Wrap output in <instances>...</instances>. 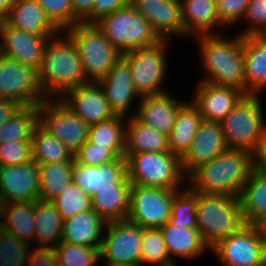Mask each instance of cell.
<instances>
[{
	"label": "cell",
	"instance_id": "1",
	"mask_svg": "<svg viewBox=\"0 0 266 266\" xmlns=\"http://www.w3.org/2000/svg\"><path fill=\"white\" fill-rule=\"evenodd\" d=\"M196 36L200 62L204 72L203 81L214 85L236 88L244 95L246 90L243 58V36L225 37L226 34ZM197 40V41H196Z\"/></svg>",
	"mask_w": 266,
	"mask_h": 266
},
{
	"label": "cell",
	"instance_id": "2",
	"mask_svg": "<svg viewBox=\"0 0 266 266\" xmlns=\"http://www.w3.org/2000/svg\"><path fill=\"white\" fill-rule=\"evenodd\" d=\"M38 83L46 99H60L71 88L88 83L75 45L63 31L45 47Z\"/></svg>",
	"mask_w": 266,
	"mask_h": 266
},
{
	"label": "cell",
	"instance_id": "3",
	"mask_svg": "<svg viewBox=\"0 0 266 266\" xmlns=\"http://www.w3.org/2000/svg\"><path fill=\"white\" fill-rule=\"evenodd\" d=\"M252 169L250 152L226 149L196 169L187 178V185L198 193L226 194L238 198Z\"/></svg>",
	"mask_w": 266,
	"mask_h": 266
},
{
	"label": "cell",
	"instance_id": "4",
	"mask_svg": "<svg viewBox=\"0 0 266 266\" xmlns=\"http://www.w3.org/2000/svg\"><path fill=\"white\" fill-rule=\"evenodd\" d=\"M197 229L211 249L244 225L239 198L197 192Z\"/></svg>",
	"mask_w": 266,
	"mask_h": 266
},
{
	"label": "cell",
	"instance_id": "5",
	"mask_svg": "<svg viewBox=\"0 0 266 266\" xmlns=\"http://www.w3.org/2000/svg\"><path fill=\"white\" fill-rule=\"evenodd\" d=\"M262 94L243 95L220 122L228 149L254 153L266 136Z\"/></svg>",
	"mask_w": 266,
	"mask_h": 266
},
{
	"label": "cell",
	"instance_id": "6",
	"mask_svg": "<svg viewBox=\"0 0 266 266\" xmlns=\"http://www.w3.org/2000/svg\"><path fill=\"white\" fill-rule=\"evenodd\" d=\"M63 32L75 45L87 82L101 81L123 56L95 23H76Z\"/></svg>",
	"mask_w": 266,
	"mask_h": 266
},
{
	"label": "cell",
	"instance_id": "7",
	"mask_svg": "<svg viewBox=\"0 0 266 266\" xmlns=\"http://www.w3.org/2000/svg\"><path fill=\"white\" fill-rule=\"evenodd\" d=\"M124 158L131 185L161 189H183L187 185L181 159L170 151L124 154Z\"/></svg>",
	"mask_w": 266,
	"mask_h": 266
},
{
	"label": "cell",
	"instance_id": "8",
	"mask_svg": "<svg viewBox=\"0 0 266 266\" xmlns=\"http://www.w3.org/2000/svg\"><path fill=\"white\" fill-rule=\"evenodd\" d=\"M95 24L122 54L150 47L161 41L150 23L129 3L111 14L101 17Z\"/></svg>",
	"mask_w": 266,
	"mask_h": 266
},
{
	"label": "cell",
	"instance_id": "9",
	"mask_svg": "<svg viewBox=\"0 0 266 266\" xmlns=\"http://www.w3.org/2000/svg\"><path fill=\"white\" fill-rule=\"evenodd\" d=\"M171 40H161L157 44L123 53L122 59L129 65L134 87L142 96L167 92L168 52Z\"/></svg>",
	"mask_w": 266,
	"mask_h": 266
},
{
	"label": "cell",
	"instance_id": "10",
	"mask_svg": "<svg viewBox=\"0 0 266 266\" xmlns=\"http://www.w3.org/2000/svg\"><path fill=\"white\" fill-rule=\"evenodd\" d=\"M143 229L127 219L107 223L99 249L105 266L140 264Z\"/></svg>",
	"mask_w": 266,
	"mask_h": 266
},
{
	"label": "cell",
	"instance_id": "11",
	"mask_svg": "<svg viewBox=\"0 0 266 266\" xmlns=\"http://www.w3.org/2000/svg\"><path fill=\"white\" fill-rule=\"evenodd\" d=\"M210 251L222 266H266L264 243L257 225L245 224Z\"/></svg>",
	"mask_w": 266,
	"mask_h": 266
},
{
	"label": "cell",
	"instance_id": "12",
	"mask_svg": "<svg viewBox=\"0 0 266 266\" xmlns=\"http://www.w3.org/2000/svg\"><path fill=\"white\" fill-rule=\"evenodd\" d=\"M39 125L73 154L88 140L89 125L60 99H46L39 105Z\"/></svg>",
	"mask_w": 266,
	"mask_h": 266
},
{
	"label": "cell",
	"instance_id": "13",
	"mask_svg": "<svg viewBox=\"0 0 266 266\" xmlns=\"http://www.w3.org/2000/svg\"><path fill=\"white\" fill-rule=\"evenodd\" d=\"M180 189L132 185L127 220L142 228H160L170 219L171 201Z\"/></svg>",
	"mask_w": 266,
	"mask_h": 266
},
{
	"label": "cell",
	"instance_id": "14",
	"mask_svg": "<svg viewBox=\"0 0 266 266\" xmlns=\"http://www.w3.org/2000/svg\"><path fill=\"white\" fill-rule=\"evenodd\" d=\"M0 98L13 100L21 107L39 106L46 100L38 73L18 61L0 54Z\"/></svg>",
	"mask_w": 266,
	"mask_h": 266
},
{
	"label": "cell",
	"instance_id": "15",
	"mask_svg": "<svg viewBox=\"0 0 266 266\" xmlns=\"http://www.w3.org/2000/svg\"><path fill=\"white\" fill-rule=\"evenodd\" d=\"M55 36H36L11 27L5 20L0 27V54L39 72L45 47Z\"/></svg>",
	"mask_w": 266,
	"mask_h": 266
},
{
	"label": "cell",
	"instance_id": "16",
	"mask_svg": "<svg viewBox=\"0 0 266 266\" xmlns=\"http://www.w3.org/2000/svg\"><path fill=\"white\" fill-rule=\"evenodd\" d=\"M0 197L3 204L39 199V165L31 161L0 167Z\"/></svg>",
	"mask_w": 266,
	"mask_h": 266
},
{
	"label": "cell",
	"instance_id": "17",
	"mask_svg": "<svg viewBox=\"0 0 266 266\" xmlns=\"http://www.w3.org/2000/svg\"><path fill=\"white\" fill-rule=\"evenodd\" d=\"M60 100L88 125L116 116L99 83L88 82L71 88Z\"/></svg>",
	"mask_w": 266,
	"mask_h": 266
},
{
	"label": "cell",
	"instance_id": "18",
	"mask_svg": "<svg viewBox=\"0 0 266 266\" xmlns=\"http://www.w3.org/2000/svg\"><path fill=\"white\" fill-rule=\"evenodd\" d=\"M161 40L183 37L181 3L176 0H129ZM177 37V38H174Z\"/></svg>",
	"mask_w": 266,
	"mask_h": 266
},
{
	"label": "cell",
	"instance_id": "19",
	"mask_svg": "<svg viewBox=\"0 0 266 266\" xmlns=\"http://www.w3.org/2000/svg\"><path fill=\"white\" fill-rule=\"evenodd\" d=\"M228 149L220 122L202 120L189 151L181 159L183 175L188 178L201 165Z\"/></svg>",
	"mask_w": 266,
	"mask_h": 266
},
{
	"label": "cell",
	"instance_id": "20",
	"mask_svg": "<svg viewBox=\"0 0 266 266\" xmlns=\"http://www.w3.org/2000/svg\"><path fill=\"white\" fill-rule=\"evenodd\" d=\"M98 83L103 89L105 97L115 115L126 118L133 116L130 113L132 111L131 107L137 102L136 100L139 102L142 97L134 87L129 65L122 58Z\"/></svg>",
	"mask_w": 266,
	"mask_h": 266
},
{
	"label": "cell",
	"instance_id": "21",
	"mask_svg": "<svg viewBox=\"0 0 266 266\" xmlns=\"http://www.w3.org/2000/svg\"><path fill=\"white\" fill-rule=\"evenodd\" d=\"M173 96L170 91L157 95L142 96L133 112L143 124L170 135L180 108L187 102Z\"/></svg>",
	"mask_w": 266,
	"mask_h": 266
},
{
	"label": "cell",
	"instance_id": "22",
	"mask_svg": "<svg viewBox=\"0 0 266 266\" xmlns=\"http://www.w3.org/2000/svg\"><path fill=\"white\" fill-rule=\"evenodd\" d=\"M72 181L90 197L99 190L114 188V184H131L124 157H119L112 163L98 166H84L74 161Z\"/></svg>",
	"mask_w": 266,
	"mask_h": 266
},
{
	"label": "cell",
	"instance_id": "23",
	"mask_svg": "<svg viewBox=\"0 0 266 266\" xmlns=\"http://www.w3.org/2000/svg\"><path fill=\"white\" fill-rule=\"evenodd\" d=\"M195 85L191 101L206 121L221 122L244 95L236 88L203 81H198Z\"/></svg>",
	"mask_w": 266,
	"mask_h": 266
},
{
	"label": "cell",
	"instance_id": "24",
	"mask_svg": "<svg viewBox=\"0 0 266 266\" xmlns=\"http://www.w3.org/2000/svg\"><path fill=\"white\" fill-rule=\"evenodd\" d=\"M183 38L220 34L225 28L216 11V0H184L181 2Z\"/></svg>",
	"mask_w": 266,
	"mask_h": 266
},
{
	"label": "cell",
	"instance_id": "25",
	"mask_svg": "<svg viewBox=\"0 0 266 266\" xmlns=\"http://www.w3.org/2000/svg\"><path fill=\"white\" fill-rule=\"evenodd\" d=\"M5 21L36 36H56L61 32L35 0H15Z\"/></svg>",
	"mask_w": 266,
	"mask_h": 266
},
{
	"label": "cell",
	"instance_id": "26",
	"mask_svg": "<svg viewBox=\"0 0 266 266\" xmlns=\"http://www.w3.org/2000/svg\"><path fill=\"white\" fill-rule=\"evenodd\" d=\"M246 90L263 94L266 90V34L243 36Z\"/></svg>",
	"mask_w": 266,
	"mask_h": 266
},
{
	"label": "cell",
	"instance_id": "27",
	"mask_svg": "<svg viewBox=\"0 0 266 266\" xmlns=\"http://www.w3.org/2000/svg\"><path fill=\"white\" fill-rule=\"evenodd\" d=\"M168 255L173 264H177L176 257L194 260L204 253L210 252V248L203 241L197 228H185L168 221L160 227Z\"/></svg>",
	"mask_w": 266,
	"mask_h": 266
},
{
	"label": "cell",
	"instance_id": "28",
	"mask_svg": "<svg viewBox=\"0 0 266 266\" xmlns=\"http://www.w3.org/2000/svg\"><path fill=\"white\" fill-rule=\"evenodd\" d=\"M106 222L93 210L64 220L61 242L100 248Z\"/></svg>",
	"mask_w": 266,
	"mask_h": 266
},
{
	"label": "cell",
	"instance_id": "29",
	"mask_svg": "<svg viewBox=\"0 0 266 266\" xmlns=\"http://www.w3.org/2000/svg\"><path fill=\"white\" fill-rule=\"evenodd\" d=\"M35 248L55 249L61 242L64 220L52 201L38 199L35 201Z\"/></svg>",
	"mask_w": 266,
	"mask_h": 266
},
{
	"label": "cell",
	"instance_id": "30",
	"mask_svg": "<svg viewBox=\"0 0 266 266\" xmlns=\"http://www.w3.org/2000/svg\"><path fill=\"white\" fill-rule=\"evenodd\" d=\"M168 135L143 124L135 116L126 119L124 154L169 151Z\"/></svg>",
	"mask_w": 266,
	"mask_h": 266
},
{
	"label": "cell",
	"instance_id": "31",
	"mask_svg": "<svg viewBox=\"0 0 266 266\" xmlns=\"http://www.w3.org/2000/svg\"><path fill=\"white\" fill-rule=\"evenodd\" d=\"M35 201L3 204L0 226L15 238L33 245L35 231Z\"/></svg>",
	"mask_w": 266,
	"mask_h": 266
},
{
	"label": "cell",
	"instance_id": "32",
	"mask_svg": "<svg viewBox=\"0 0 266 266\" xmlns=\"http://www.w3.org/2000/svg\"><path fill=\"white\" fill-rule=\"evenodd\" d=\"M202 120L199 109L192 101H187L178 111L171 134L168 136L169 151L182 159L189 151Z\"/></svg>",
	"mask_w": 266,
	"mask_h": 266
},
{
	"label": "cell",
	"instance_id": "33",
	"mask_svg": "<svg viewBox=\"0 0 266 266\" xmlns=\"http://www.w3.org/2000/svg\"><path fill=\"white\" fill-rule=\"evenodd\" d=\"M243 219L247 225H257L266 218V174L252 169L239 195Z\"/></svg>",
	"mask_w": 266,
	"mask_h": 266
},
{
	"label": "cell",
	"instance_id": "34",
	"mask_svg": "<svg viewBox=\"0 0 266 266\" xmlns=\"http://www.w3.org/2000/svg\"><path fill=\"white\" fill-rule=\"evenodd\" d=\"M131 186V184H114V188L99 190L91 197L93 210L106 223L126 220Z\"/></svg>",
	"mask_w": 266,
	"mask_h": 266
},
{
	"label": "cell",
	"instance_id": "35",
	"mask_svg": "<svg viewBox=\"0 0 266 266\" xmlns=\"http://www.w3.org/2000/svg\"><path fill=\"white\" fill-rule=\"evenodd\" d=\"M32 159L37 164L74 162V154L39 124L31 137Z\"/></svg>",
	"mask_w": 266,
	"mask_h": 266
},
{
	"label": "cell",
	"instance_id": "36",
	"mask_svg": "<svg viewBox=\"0 0 266 266\" xmlns=\"http://www.w3.org/2000/svg\"><path fill=\"white\" fill-rule=\"evenodd\" d=\"M39 165V199L52 201L72 182L73 162Z\"/></svg>",
	"mask_w": 266,
	"mask_h": 266
},
{
	"label": "cell",
	"instance_id": "37",
	"mask_svg": "<svg viewBox=\"0 0 266 266\" xmlns=\"http://www.w3.org/2000/svg\"><path fill=\"white\" fill-rule=\"evenodd\" d=\"M126 119L116 115L108 120L89 125L88 141L97 146L107 147L119 157H124Z\"/></svg>",
	"mask_w": 266,
	"mask_h": 266
},
{
	"label": "cell",
	"instance_id": "38",
	"mask_svg": "<svg viewBox=\"0 0 266 266\" xmlns=\"http://www.w3.org/2000/svg\"><path fill=\"white\" fill-rule=\"evenodd\" d=\"M39 124V106L20 107L0 126V144L12 140H31Z\"/></svg>",
	"mask_w": 266,
	"mask_h": 266
},
{
	"label": "cell",
	"instance_id": "39",
	"mask_svg": "<svg viewBox=\"0 0 266 266\" xmlns=\"http://www.w3.org/2000/svg\"><path fill=\"white\" fill-rule=\"evenodd\" d=\"M197 192L188 185L178 190L171 201L172 224L185 228H197Z\"/></svg>",
	"mask_w": 266,
	"mask_h": 266
},
{
	"label": "cell",
	"instance_id": "40",
	"mask_svg": "<svg viewBox=\"0 0 266 266\" xmlns=\"http://www.w3.org/2000/svg\"><path fill=\"white\" fill-rule=\"evenodd\" d=\"M141 264L143 266H171L164 237L160 228L143 229L141 242Z\"/></svg>",
	"mask_w": 266,
	"mask_h": 266
},
{
	"label": "cell",
	"instance_id": "41",
	"mask_svg": "<svg viewBox=\"0 0 266 266\" xmlns=\"http://www.w3.org/2000/svg\"><path fill=\"white\" fill-rule=\"evenodd\" d=\"M52 202L57 207L63 220L77 213L93 209L92 198L73 181Z\"/></svg>",
	"mask_w": 266,
	"mask_h": 266
},
{
	"label": "cell",
	"instance_id": "42",
	"mask_svg": "<svg viewBox=\"0 0 266 266\" xmlns=\"http://www.w3.org/2000/svg\"><path fill=\"white\" fill-rule=\"evenodd\" d=\"M100 248L60 242L54 249L59 266H100Z\"/></svg>",
	"mask_w": 266,
	"mask_h": 266
},
{
	"label": "cell",
	"instance_id": "43",
	"mask_svg": "<svg viewBox=\"0 0 266 266\" xmlns=\"http://www.w3.org/2000/svg\"><path fill=\"white\" fill-rule=\"evenodd\" d=\"M0 226V266H24L33 249Z\"/></svg>",
	"mask_w": 266,
	"mask_h": 266
},
{
	"label": "cell",
	"instance_id": "44",
	"mask_svg": "<svg viewBox=\"0 0 266 266\" xmlns=\"http://www.w3.org/2000/svg\"><path fill=\"white\" fill-rule=\"evenodd\" d=\"M44 10L52 23L65 31L76 23L82 22L72 10L71 0H35Z\"/></svg>",
	"mask_w": 266,
	"mask_h": 266
},
{
	"label": "cell",
	"instance_id": "45",
	"mask_svg": "<svg viewBox=\"0 0 266 266\" xmlns=\"http://www.w3.org/2000/svg\"><path fill=\"white\" fill-rule=\"evenodd\" d=\"M119 156L107 147L97 146L88 140L74 153V161L84 166H98L116 161Z\"/></svg>",
	"mask_w": 266,
	"mask_h": 266
},
{
	"label": "cell",
	"instance_id": "46",
	"mask_svg": "<svg viewBox=\"0 0 266 266\" xmlns=\"http://www.w3.org/2000/svg\"><path fill=\"white\" fill-rule=\"evenodd\" d=\"M32 160L31 140H10L0 144V167Z\"/></svg>",
	"mask_w": 266,
	"mask_h": 266
},
{
	"label": "cell",
	"instance_id": "47",
	"mask_svg": "<svg viewBox=\"0 0 266 266\" xmlns=\"http://www.w3.org/2000/svg\"><path fill=\"white\" fill-rule=\"evenodd\" d=\"M241 36L266 34V0H249Z\"/></svg>",
	"mask_w": 266,
	"mask_h": 266
},
{
	"label": "cell",
	"instance_id": "48",
	"mask_svg": "<svg viewBox=\"0 0 266 266\" xmlns=\"http://www.w3.org/2000/svg\"><path fill=\"white\" fill-rule=\"evenodd\" d=\"M248 4L249 0H216V11L221 24L225 28L241 24Z\"/></svg>",
	"mask_w": 266,
	"mask_h": 266
},
{
	"label": "cell",
	"instance_id": "49",
	"mask_svg": "<svg viewBox=\"0 0 266 266\" xmlns=\"http://www.w3.org/2000/svg\"><path fill=\"white\" fill-rule=\"evenodd\" d=\"M129 3V0H94L92 11L82 20L84 23H95L101 17L111 14Z\"/></svg>",
	"mask_w": 266,
	"mask_h": 266
},
{
	"label": "cell",
	"instance_id": "50",
	"mask_svg": "<svg viewBox=\"0 0 266 266\" xmlns=\"http://www.w3.org/2000/svg\"><path fill=\"white\" fill-rule=\"evenodd\" d=\"M24 266H59L54 249L34 248Z\"/></svg>",
	"mask_w": 266,
	"mask_h": 266
},
{
	"label": "cell",
	"instance_id": "51",
	"mask_svg": "<svg viewBox=\"0 0 266 266\" xmlns=\"http://www.w3.org/2000/svg\"><path fill=\"white\" fill-rule=\"evenodd\" d=\"M253 170L266 174V136L252 154Z\"/></svg>",
	"mask_w": 266,
	"mask_h": 266
},
{
	"label": "cell",
	"instance_id": "52",
	"mask_svg": "<svg viewBox=\"0 0 266 266\" xmlns=\"http://www.w3.org/2000/svg\"><path fill=\"white\" fill-rule=\"evenodd\" d=\"M21 106L9 99L0 98V126L4 124Z\"/></svg>",
	"mask_w": 266,
	"mask_h": 266
},
{
	"label": "cell",
	"instance_id": "53",
	"mask_svg": "<svg viewBox=\"0 0 266 266\" xmlns=\"http://www.w3.org/2000/svg\"><path fill=\"white\" fill-rule=\"evenodd\" d=\"M94 0H71L73 13L82 21L93 8Z\"/></svg>",
	"mask_w": 266,
	"mask_h": 266
},
{
	"label": "cell",
	"instance_id": "54",
	"mask_svg": "<svg viewBox=\"0 0 266 266\" xmlns=\"http://www.w3.org/2000/svg\"><path fill=\"white\" fill-rule=\"evenodd\" d=\"M15 0H0V16L5 20Z\"/></svg>",
	"mask_w": 266,
	"mask_h": 266
},
{
	"label": "cell",
	"instance_id": "55",
	"mask_svg": "<svg viewBox=\"0 0 266 266\" xmlns=\"http://www.w3.org/2000/svg\"><path fill=\"white\" fill-rule=\"evenodd\" d=\"M257 226L260 230L266 253V218L262 220L259 224H257Z\"/></svg>",
	"mask_w": 266,
	"mask_h": 266
},
{
	"label": "cell",
	"instance_id": "56",
	"mask_svg": "<svg viewBox=\"0 0 266 266\" xmlns=\"http://www.w3.org/2000/svg\"><path fill=\"white\" fill-rule=\"evenodd\" d=\"M120 266H143V265L140 263V264H124Z\"/></svg>",
	"mask_w": 266,
	"mask_h": 266
},
{
	"label": "cell",
	"instance_id": "57",
	"mask_svg": "<svg viewBox=\"0 0 266 266\" xmlns=\"http://www.w3.org/2000/svg\"><path fill=\"white\" fill-rule=\"evenodd\" d=\"M2 206H3V202H2L1 197H0V216H1Z\"/></svg>",
	"mask_w": 266,
	"mask_h": 266
},
{
	"label": "cell",
	"instance_id": "58",
	"mask_svg": "<svg viewBox=\"0 0 266 266\" xmlns=\"http://www.w3.org/2000/svg\"><path fill=\"white\" fill-rule=\"evenodd\" d=\"M4 19L0 16V27L2 26Z\"/></svg>",
	"mask_w": 266,
	"mask_h": 266
}]
</instances>
